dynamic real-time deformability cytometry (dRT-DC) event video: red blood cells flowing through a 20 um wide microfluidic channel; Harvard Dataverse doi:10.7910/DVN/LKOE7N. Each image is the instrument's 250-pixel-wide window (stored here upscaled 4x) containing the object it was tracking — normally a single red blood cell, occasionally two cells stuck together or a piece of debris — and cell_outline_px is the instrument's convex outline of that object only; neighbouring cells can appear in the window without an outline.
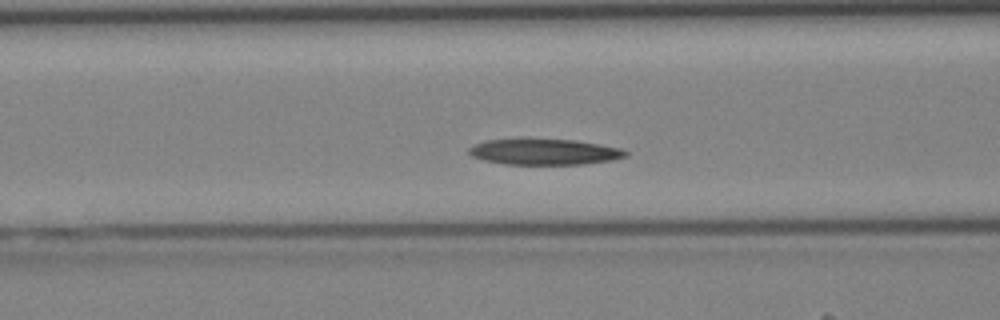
{"species": "Egyptian fruit bat (a non-hibernating species)", "species_latin": "Rousettus aegyptiacus", "temperature_condition": "cold", "stored_images_in_passage": 16, "camera_frame_rate_fps": 3000, "um_per_image_px": 0.085, "animal": {"sex": "female"}, "frame": {"image": 1, "passage_image": 15, "time_ms": 4.667, "image_size_px": [1000, 320], "cell_outline_px": [[628, 156], [612, 160], [584, 164], [504, 164], [484, 160], [472, 156], [468, 152], [468, 148], [484, 140], [520, 136], [576, 140], [600, 144], [620, 148], [628, 152]], "centroid_in_image_um": [46.22, 12.86], "position_along_channel_um": 120.4, "area_um2": 24.62}}